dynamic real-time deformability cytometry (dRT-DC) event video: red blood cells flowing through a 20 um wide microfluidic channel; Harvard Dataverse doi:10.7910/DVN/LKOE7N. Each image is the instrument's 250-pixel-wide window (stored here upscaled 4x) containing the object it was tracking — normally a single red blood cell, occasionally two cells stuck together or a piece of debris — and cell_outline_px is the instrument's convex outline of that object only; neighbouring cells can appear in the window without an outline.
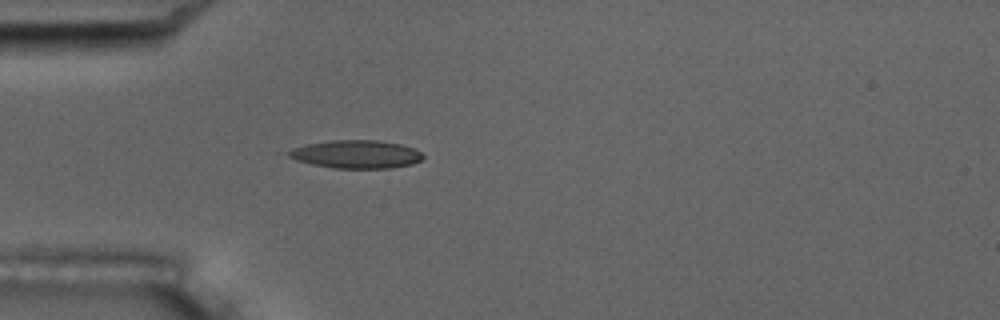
{"species": "common noctule bat (a hibernating species)", "species_latin": "Nyctalus noctula", "temperature_condition": "room temperature", "stored_images_in_passage": 5, "camera_frame_rate_fps": 3000, "um_per_image_px": 0.085, "animal": {"sex": "male", "body_mass_g": 17.5, "forearm_length_mm": 52.3}, "frame": {"image": 1, "passage_image": 5, "time_ms": 4.667, "image_size_px": [1000, 320], "cell_outline_px": [[424, 156], [420, 160], [412, 164], [388, 168], [332, 168], [312, 164], [296, 160], [276, 152], [308, 144], [332, 140], [376, 140], [400, 144], [416, 148]], "centroid_in_image_um": [30.18, 13.11], "position_along_channel_um": 54.8, "area_um2": 22.31}}